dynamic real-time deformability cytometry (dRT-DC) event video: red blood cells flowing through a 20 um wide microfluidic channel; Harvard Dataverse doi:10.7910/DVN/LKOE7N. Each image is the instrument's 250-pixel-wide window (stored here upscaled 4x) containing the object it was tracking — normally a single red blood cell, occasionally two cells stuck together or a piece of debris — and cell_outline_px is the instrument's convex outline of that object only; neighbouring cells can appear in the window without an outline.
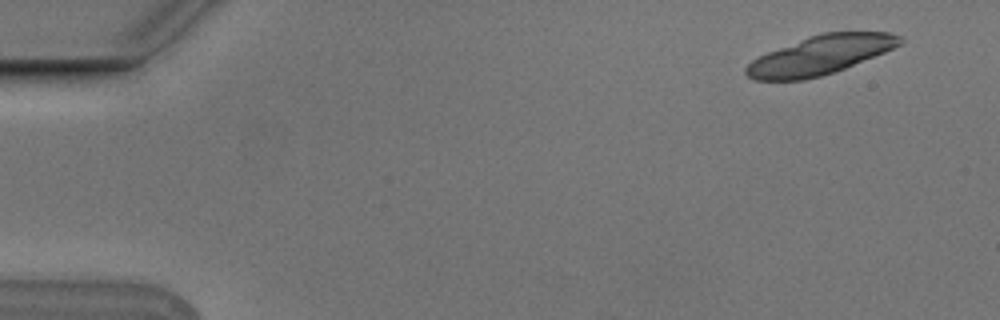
{"species": "Egyptian fruit bat (a non-hibernating species)", "species_latin": "Rousettus aegyptiacus", "temperature_condition": "cold", "stored_images_in_passage": 20, "camera_frame_rate_fps": 3000, "um_per_image_px": 0.085, "animal": {"sex": "male"}, "frame": {"image": 1, "passage_image": 4, "time_ms": 1.0, "image_size_px": [1000, 320], "cell_outline_px": [[904, 40], [900, 44], [884, 52], [844, 68], [820, 76], [804, 80], [756, 80], [748, 76], [744, 72], [744, 68], [752, 60], [768, 52], [808, 36], [820, 32], [892, 32], [900, 36]], "centroid_in_image_um": [69.71, 4.68], "position_along_channel_um": 15.3, "area_um2": 34.45}}